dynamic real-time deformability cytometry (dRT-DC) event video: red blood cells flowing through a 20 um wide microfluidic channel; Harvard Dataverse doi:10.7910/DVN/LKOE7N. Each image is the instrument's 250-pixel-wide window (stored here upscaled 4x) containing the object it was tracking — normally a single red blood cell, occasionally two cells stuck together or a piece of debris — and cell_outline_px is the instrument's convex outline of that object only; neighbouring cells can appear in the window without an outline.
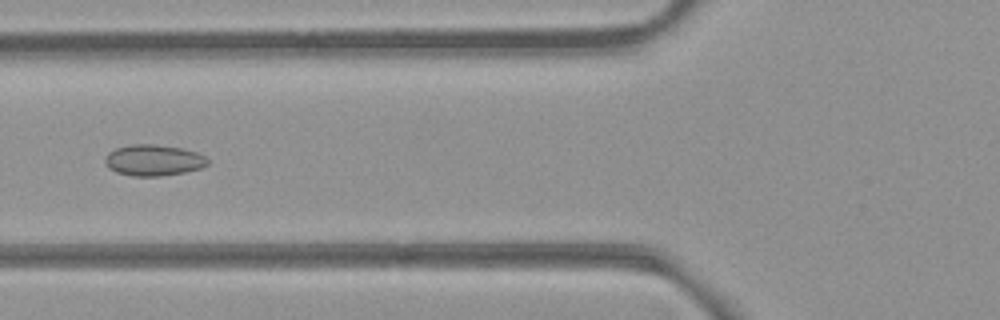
{"species": "common noctule bat (a hibernating species)", "species_latin": "Nyctalus noctula", "temperature_condition": "room temperature", "stored_images_in_passage": 5, "camera_frame_rate_fps": 3000, "um_per_image_px": 0.085, "animal": {"sex": "female", "body_mass_g": 21.9}, "frame": {"image": 1, "passage_image": 5, "time_ms": 1.333, "image_size_px": [1000, 320], "cell_outline_px": [[208, 164], [200, 168], [184, 172], [160, 176], [132, 176], [116, 172], [108, 168], [104, 164], [104, 156], [108, 152], [116, 148], [132, 144], [152, 144], [180, 148], [196, 152], [204, 156], [208, 160]], "centroid_in_image_um": [12.99, 13.62], "position_along_channel_um": 112.8, "area_um2": 18.61}}